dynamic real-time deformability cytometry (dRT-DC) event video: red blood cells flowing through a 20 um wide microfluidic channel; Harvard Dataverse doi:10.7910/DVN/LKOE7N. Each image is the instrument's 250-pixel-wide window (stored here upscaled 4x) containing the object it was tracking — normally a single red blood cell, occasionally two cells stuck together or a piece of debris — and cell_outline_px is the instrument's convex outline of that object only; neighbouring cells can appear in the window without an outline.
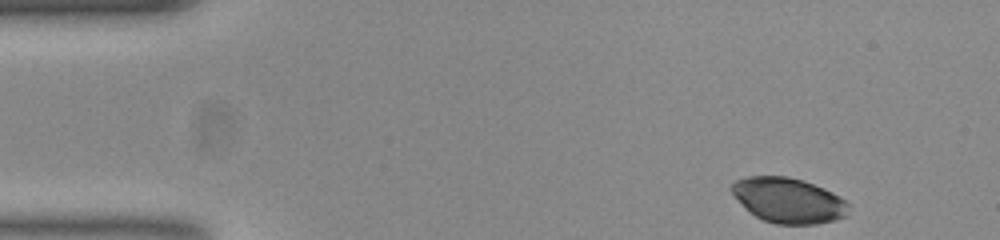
{"species": "common noctule bat (a hibernating species)", "species_latin": "Nyctalus noctula", "temperature_condition": "room temperature", "stored_images_in_passage": 49, "camera_frame_rate_fps": 3000, "um_per_image_px": 0.085, "animal": {"sex": "female", "body_mass_g": 23.0, "forearm_length_mm": 53.4}, "frame": {"image": 1, "passage_image": 1, "time_ms": 0.0, "image_size_px": [1000, 240], "cell_outline_px": [[848, 216], [836, 220], [816, 224], [776, 224], [764, 220], [756, 216], [728, 188], [736, 180], [748, 176], [788, 176], [804, 180], [824, 188], [840, 196], [848, 204]], "centroid_in_image_um": [67.06, 17.02], "position_along_channel_um": 17.9, "area_um2": 30.58}}